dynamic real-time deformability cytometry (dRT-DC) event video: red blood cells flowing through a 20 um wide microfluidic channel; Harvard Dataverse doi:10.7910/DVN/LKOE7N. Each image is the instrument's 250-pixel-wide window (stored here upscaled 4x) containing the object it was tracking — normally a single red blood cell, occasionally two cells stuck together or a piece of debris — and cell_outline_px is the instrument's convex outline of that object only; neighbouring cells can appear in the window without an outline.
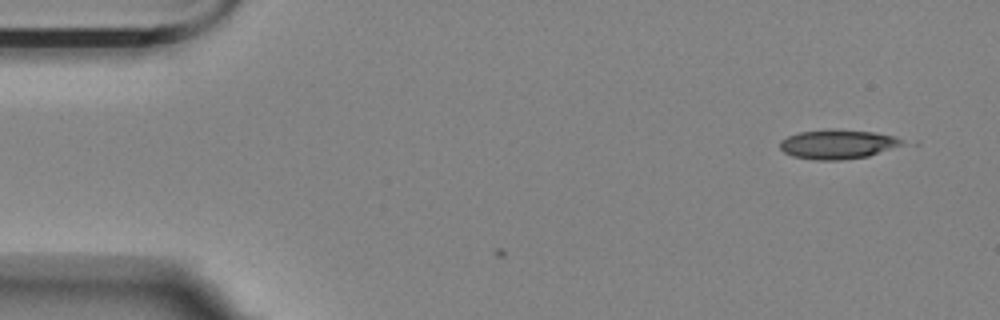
{"species": "Egyptian fruit bat (a non-hibernating species)", "species_latin": "Rousettus aegyptiacus", "temperature_condition": "room temperature", "stored_images_in_passage": 5, "camera_frame_rate_fps": 3000, "um_per_image_px": 0.085, "animal": {"sex": "female"}, "frame": {"image": 1, "passage_image": 5, "time_ms": 1.333, "image_size_px": [1000, 320], "cell_outline_px": [[904, 140], [900, 144], [868, 156], [844, 160], [816, 160], [792, 156], [784, 152], [780, 148], [780, 140], [788, 136], [800, 132], [828, 128], [832, 128], [872, 132], [892, 136]], "centroid_in_image_um": [71.11, 12.25], "position_along_channel_um": 13.9, "area_um2": 20.69}}